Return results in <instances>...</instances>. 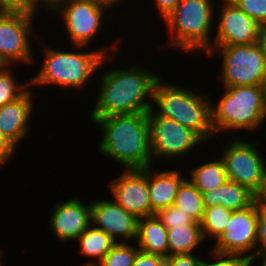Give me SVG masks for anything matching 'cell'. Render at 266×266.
Segmentation results:
<instances>
[{
	"mask_svg": "<svg viewBox=\"0 0 266 266\" xmlns=\"http://www.w3.org/2000/svg\"><path fill=\"white\" fill-rule=\"evenodd\" d=\"M259 212L254 203L245 209L232 211L226 228L216 240L213 250L248 258L246 253L256 248Z\"/></svg>",
	"mask_w": 266,
	"mask_h": 266,
	"instance_id": "7c38bea8",
	"label": "cell"
},
{
	"mask_svg": "<svg viewBox=\"0 0 266 266\" xmlns=\"http://www.w3.org/2000/svg\"><path fill=\"white\" fill-rule=\"evenodd\" d=\"M157 115L172 119L195 131L204 141L216 136L212 127L209 98L192 91L164 83L158 79L153 89ZM214 135V136H213Z\"/></svg>",
	"mask_w": 266,
	"mask_h": 266,
	"instance_id": "3957f363",
	"label": "cell"
},
{
	"mask_svg": "<svg viewBox=\"0 0 266 266\" xmlns=\"http://www.w3.org/2000/svg\"><path fill=\"white\" fill-rule=\"evenodd\" d=\"M16 147L9 141V139L0 132V165H4Z\"/></svg>",
	"mask_w": 266,
	"mask_h": 266,
	"instance_id": "d590c367",
	"label": "cell"
},
{
	"mask_svg": "<svg viewBox=\"0 0 266 266\" xmlns=\"http://www.w3.org/2000/svg\"><path fill=\"white\" fill-rule=\"evenodd\" d=\"M181 0H155L160 15L165 19L179 4Z\"/></svg>",
	"mask_w": 266,
	"mask_h": 266,
	"instance_id": "8d00e7d4",
	"label": "cell"
},
{
	"mask_svg": "<svg viewBox=\"0 0 266 266\" xmlns=\"http://www.w3.org/2000/svg\"><path fill=\"white\" fill-rule=\"evenodd\" d=\"M102 49L77 53L45 48L43 65L39 74L31 79L30 86L57 84L63 88H83L99 67L111 59L109 52L112 51Z\"/></svg>",
	"mask_w": 266,
	"mask_h": 266,
	"instance_id": "277c9868",
	"label": "cell"
},
{
	"mask_svg": "<svg viewBox=\"0 0 266 266\" xmlns=\"http://www.w3.org/2000/svg\"><path fill=\"white\" fill-rule=\"evenodd\" d=\"M42 4H44L46 7H50L54 2L57 0H39Z\"/></svg>",
	"mask_w": 266,
	"mask_h": 266,
	"instance_id": "b9f144b4",
	"label": "cell"
},
{
	"mask_svg": "<svg viewBox=\"0 0 266 266\" xmlns=\"http://www.w3.org/2000/svg\"><path fill=\"white\" fill-rule=\"evenodd\" d=\"M159 78L134 66L106 72L91 118L148 112L154 104L145 98L153 99V89Z\"/></svg>",
	"mask_w": 266,
	"mask_h": 266,
	"instance_id": "7a4b0ae2",
	"label": "cell"
},
{
	"mask_svg": "<svg viewBox=\"0 0 266 266\" xmlns=\"http://www.w3.org/2000/svg\"><path fill=\"white\" fill-rule=\"evenodd\" d=\"M205 207L222 205L232 211L245 209L253 204V192L227 180L222 186L202 193Z\"/></svg>",
	"mask_w": 266,
	"mask_h": 266,
	"instance_id": "ffe728a7",
	"label": "cell"
},
{
	"mask_svg": "<svg viewBox=\"0 0 266 266\" xmlns=\"http://www.w3.org/2000/svg\"><path fill=\"white\" fill-rule=\"evenodd\" d=\"M80 253L97 259L96 263L88 262L83 266H96L111 250L115 242L104 231L90 225L78 238Z\"/></svg>",
	"mask_w": 266,
	"mask_h": 266,
	"instance_id": "7402d4cb",
	"label": "cell"
},
{
	"mask_svg": "<svg viewBox=\"0 0 266 266\" xmlns=\"http://www.w3.org/2000/svg\"><path fill=\"white\" fill-rule=\"evenodd\" d=\"M173 205L187 213L195 222L201 223L205 206L202 193L189 180H184L178 188Z\"/></svg>",
	"mask_w": 266,
	"mask_h": 266,
	"instance_id": "cb8c5ba5",
	"label": "cell"
},
{
	"mask_svg": "<svg viewBox=\"0 0 266 266\" xmlns=\"http://www.w3.org/2000/svg\"><path fill=\"white\" fill-rule=\"evenodd\" d=\"M217 49L223 58L221 70L224 87L262 85L266 77V59L256 43L211 46L206 56L212 57Z\"/></svg>",
	"mask_w": 266,
	"mask_h": 266,
	"instance_id": "52a82bcc",
	"label": "cell"
},
{
	"mask_svg": "<svg viewBox=\"0 0 266 266\" xmlns=\"http://www.w3.org/2000/svg\"><path fill=\"white\" fill-rule=\"evenodd\" d=\"M155 215L167 229L174 228L181 224H200L174 205L159 210Z\"/></svg>",
	"mask_w": 266,
	"mask_h": 266,
	"instance_id": "83f0119b",
	"label": "cell"
},
{
	"mask_svg": "<svg viewBox=\"0 0 266 266\" xmlns=\"http://www.w3.org/2000/svg\"><path fill=\"white\" fill-rule=\"evenodd\" d=\"M32 94L27 91L14 100L0 107V132L16 147L21 139L28 134V121L33 113Z\"/></svg>",
	"mask_w": 266,
	"mask_h": 266,
	"instance_id": "e0dca14e",
	"label": "cell"
},
{
	"mask_svg": "<svg viewBox=\"0 0 266 266\" xmlns=\"http://www.w3.org/2000/svg\"><path fill=\"white\" fill-rule=\"evenodd\" d=\"M101 1L106 2V3L110 4L111 6H113L114 3L119 2V0H101Z\"/></svg>",
	"mask_w": 266,
	"mask_h": 266,
	"instance_id": "ee69618b",
	"label": "cell"
},
{
	"mask_svg": "<svg viewBox=\"0 0 266 266\" xmlns=\"http://www.w3.org/2000/svg\"><path fill=\"white\" fill-rule=\"evenodd\" d=\"M132 266H165V258L157 254L138 251Z\"/></svg>",
	"mask_w": 266,
	"mask_h": 266,
	"instance_id": "d6a6232c",
	"label": "cell"
},
{
	"mask_svg": "<svg viewBox=\"0 0 266 266\" xmlns=\"http://www.w3.org/2000/svg\"><path fill=\"white\" fill-rule=\"evenodd\" d=\"M8 66L9 65L6 63V61L0 55V72L5 70Z\"/></svg>",
	"mask_w": 266,
	"mask_h": 266,
	"instance_id": "60d3db41",
	"label": "cell"
},
{
	"mask_svg": "<svg viewBox=\"0 0 266 266\" xmlns=\"http://www.w3.org/2000/svg\"><path fill=\"white\" fill-rule=\"evenodd\" d=\"M256 44L261 49V52L263 53L266 59V23H262L258 27Z\"/></svg>",
	"mask_w": 266,
	"mask_h": 266,
	"instance_id": "74e56055",
	"label": "cell"
},
{
	"mask_svg": "<svg viewBox=\"0 0 266 266\" xmlns=\"http://www.w3.org/2000/svg\"><path fill=\"white\" fill-rule=\"evenodd\" d=\"M138 251L128 243L117 242L96 266H132Z\"/></svg>",
	"mask_w": 266,
	"mask_h": 266,
	"instance_id": "484cf974",
	"label": "cell"
},
{
	"mask_svg": "<svg viewBox=\"0 0 266 266\" xmlns=\"http://www.w3.org/2000/svg\"><path fill=\"white\" fill-rule=\"evenodd\" d=\"M30 83L18 84L10 68L0 72V107L22 96Z\"/></svg>",
	"mask_w": 266,
	"mask_h": 266,
	"instance_id": "4316f807",
	"label": "cell"
},
{
	"mask_svg": "<svg viewBox=\"0 0 266 266\" xmlns=\"http://www.w3.org/2000/svg\"><path fill=\"white\" fill-rule=\"evenodd\" d=\"M11 12L5 5L4 0H0V13Z\"/></svg>",
	"mask_w": 266,
	"mask_h": 266,
	"instance_id": "ab89813d",
	"label": "cell"
},
{
	"mask_svg": "<svg viewBox=\"0 0 266 266\" xmlns=\"http://www.w3.org/2000/svg\"><path fill=\"white\" fill-rule=\"evenodd\" d=\"M256 144L257 142L252 144L234 138L220 155L227 179L248 188L251 192L257 189L266 168V161L256 150Z\"/></svg>",
	"mask_w": 266,
	"mask_h": 266,
	"instance_id": "30bf717a",
	"label": "cell"
},
{
	"mask_svg": "<svg viewBox=\"0 0 266 266\" xmlns=\"http://www.w3.org/2000/svg\"><path fill=\"white\" fill-rule=\"evenodd\" d=\"M169 256L192 254L203 242L201 224H181L167 229Z\"/></svg>",
	"mask_w": 266,
	"mask_h": 266,
	"instance_id": "44dd1931",
	"label": "cell"
},
{
	"mask_svg": "<svg viewBox=\"0 0 266 266\" xmlns=\"http://www.w3.org/2000/svg\"><path fill=\"white\" fill-rule=\"evenodd\" d=\"M213 13L211 0H181L164 19L169 33L174 34L170 46L187 52L200 49L207 53L212 46L209 33Z\"/></svg>",
	"mask_w": 266,
	"mask_h": 266,
	"instance_id": "8992f818",
	"label": "cell"
},
{
	"mask_svg": "<svg viewBox=\"0 0 266 266\" xmlns=\"http://www.w3.org/2000/svg\"><path fill=\"white\" fill-rule=\"evenodd\" d=\"M42 5L39 0H4V5L11 12H24L37 15L38 5Z\"/></svg>",
	"mask_w": 266,
	"mask_h": 266,
	"instance_id": "4dcf8cb0",
	"label": "cell"
},
{
	"mask_svg": "<svg viewBox=\"0 0 266 266\" xmlns=\"http://www.w3.org/2000/svg\"><path fill=\"white\" fill-rule=\"evenodd\" d=\"M91 204L85 206L79 198H73L55 206L50 227L57 239H77L91 225Z\"/></svg>",
	"mask_w": 266,
	"mask_h": 266,
	"instance_id": "2e32d148",
	"label": "cell"
},
{
	"mask_svg": "<svg viewBox=\"0 0 266 266\" xmlns=\"http://www.w3.org/2000/svg\"><path fill=\"white\" fill-rule=\"evenodd\" d=\"M136 239L140 251L157 254L164 258L169 256L167 228L156 215L138 219Z\"/></svg>",
	"mask_w": 266,
	"mask_h": 266,
	"instance_id": "d6986e66",
	"label": "cell"
},
{
	"mask_svg": "<svg viewBox=\"0 0 266 266\" xmlns=\"http://www.w3.org/2000/svg\"><path fill=\"white\" fill-rule=\"evenodd\" d=\"M91 225L104 231L117 243V237L125 241L137 238L138 218L127 212L115 200L91 203ZM93 223V224H92Z\"/></svg>",
	"mask_w": 266,
	"mask_h": 266,
	"instance_id": "9a60e30c",
	"label": "cell"
},
{
	"mask_svg": "<svg viewBox=\"0 0 266 266\" xmlns=\"http://www.w3.org/2000/svg\"><path fill=\"white\" fill-rule=\"evenodd\" d=\"M34 18L24 12L0 13V55L9 66L16 61H33L29 35Z\"/></svg>",
	"mask_w": 266,
	"mask_h": 266,
	"instance_id": "8fae6325",
	"label": "cell"
},
{
	"mask_svg": "<svg viewBox=\"0 0 266 266\" xmlns=\"http://www.w3.org/2000/svg\"><path fill=\"white\" fill-rule=\"evenodd\" d=\"M101 125L99 152L123 164L125 169L151 166L148 113H134L92 118Z\"/></svg>",
	"mask_w": 266,
	"mask_h": 266,
	"instance_id": "6da1fadb",
	"label": "cell"
},
{
	"mask_svg": "<svg viewBox=\"0 0 266 266\" xmlns=\"http://www.w3.org/2000/svg\"><path fill=\"white\" fill-rule=\"evenodd\" d=\"M191 182L201 192H209L222 186L228 179L225 165L221 158L204 163L191 169Z\"/></svg>",
	"mask_w": 266,
	"mask_h": 266,
	"instance_id": "603a6c76",
	"label": "cell"
},
{
	"mask_svg": "<svg viewBox=\"0 0 266 266\" xmlns=\"http://www.w3.org/2000/svg\"><path fill=\"white\" fill-rule=\"evenodd\" d=\"M217 105H211L215 134L224 130L257 129L266 118L262 85L225 87Z\"/></svg>",
	"mask_w": 266,
	"mask_h": 266,
	"instance_id": "5b68a950",
	"label": "cell"
},
{
	"mask_svg": "<svg viewBox=\"0 0 266 266\" xmlns=\"http://www.w3.org/2000/svg\"><path fill=\"white\" fill-rule=\"evenodd\" d=\"M148 167V188L151 202V216L159 210L173 205L177 191L185 180L179 171H164L152 173ZM153 174V175H152Z\"/></svg>",
	"mask_w": 266,
	"mask_h": 266,
	"instance_id": "ac0fdd59",
	"label": "cell"
},
{
	"mask_svg": "<svg viewBox=\"0 0 266 266\" xmlns=\"http://www.w3.org/2000/svg\"><path fill=\"white\" fill-rule=\"evenodd\" d=\"M260 245V249H257L253 254H249L250 258L254 254H264L266 255V212H259L258 221H257V242L256 245Z\"/></svg>",
	"mask_w": 266,
	"mask_h": 266,
	"instance_id": "836d02e7",
	"label": "cell"
},
{
	"mask_svg": "<svg viewBox=\"0 0 266 266\" xmlns=\"http://www.w3.org/2000/svg\"><path fill=\"white\" fill-rule=\"evenodd\" d=\"M152 107L148 113L152 158H174L188 153L203 139L193 130L172 119L157 115Z\"/></svg>",
	"mask_w": 266,
	"mask_h": 266,
	"instance_id": "9c48e42d",
	"label": "cell"
},
{
	"mask_svg": "<svg viewBox=\"0 0 266 266\" xmlns=\"http://www.w3.org/2000/svg\"><path fill=\"white\" fill-rule=\"evenodd\" d=\"M203 260L193 254L172 255L165 258V266H202Z\"/></svg>",
	"mask_w": 266,
	"mask_h": 266,
	"instance_id": "1f68e13d",
	"label": "cell"
},
{
	"mask_svg": "<svg viewBox=\"0 0 266 266\" xmlns=\"http://www.w3.org/2000/svg\"><path fill=\"white\" fill-rule=\"evenodd\" d=\"M212 253L216 260L211 263L203 261L202 266H251L249 259L242 255L220 253L214 250Z\"/></svg>",
	"mask_w": 266,
	"mask_h": 266,
	"instance_id": "f546056e",
	"label": "cell"
},
{
	"mask_svg": "<svg viewBox=\"0 0 266 266\" xmlns=\"http://www.w3.org/2000/svg\"><path fill=\"white\" fill-rule=\"evenodd\" d=\"M0 253H1V252H0ZM1 258H2V257H1V254H0V266H2V263H1Z\"/></svg>",
	"mask_w": 266,
	"mask_h": 266,
	"instance_id": "f6af8a7d",
	"label": "cell"
},
{
	"mask_svg": "<svg viewBox=\"0 0 266 266\" xmlns=\"http://www.w3.org/2000/svg\"><path fill=\"white\" fill-rule=\"evenodd\" d=\"M253 203L260 211L266 212V168L257 189L253 192Z\"/></svg>",
	"mask_w": 266,
	"mask_h": 266,
	"instance_id": "e575fe53",
	"label": "cell"
},
{
	"mask_svg": "<svg viewBox=\"0 0 266 266\" xmlns=\"http://www.w3.org/2000/svg\"><path fill=\"white\" fill-rule=\"evenodd\" d=\"M111 5L101 0H57L49 9L59 10L70 42L75 47L87 46L100 30L104 10Z\"/></svg>",
	"mask_w": 266,
	"mask_h": 266,
	"instance_id": "ba28073f",
	"label": "cell"
},
{
	"mask_svg": "<svg viewBox=\"0 0 266 266\" xmlns=\"http://www.w3.org/2000/svg\"><path fill=\"white\" fill-rule=\"evenodd\" d=\"M231 215L232 210L222 205L205 207L204 216L200 223L204 240L207 236H212L217 240L224 232Z\"/></svg>",
	"mask_w": 266,
	"mask_h": 266,
	"instance_id": "d4e9b609",
	"label": "cell"
},
{
	"mask_svg": "<svg viewBox=\"0 0 266 266\" xmlns=\"http://www.w3.org/2000/svg\"><path fill=\"white\" fill-rule=\"evenodd\" d=\"M263 257L262 259V264H261V266H266V255H264V254H254V255H252L250 258H248L249 259V262H250V264L252 265L253 264V262L258 258V257Z\"/></svg>",
	"mask_w": 266,
	"mask_h": 266,
	"instance_id": "f35d334b",
	"label": "cell"
},
{
	"mask_svg": "<svg viewBox=\"0 0 266 266\" xmlns=\"http://www.w3.org/2000/svg\"><path fill=\"white\" fill-rule=\"evenodd\" d=\"M262 88H263V94H264V99H265V103H266V77L262 83Z\"/></svg>",
	"mask_w": 266,
	"mask_h": 266,
	"instance_id": "7bdbcfd3",
	"label": "cell"
},
{
	"mask_svg": "<svg viewBox=\"0 0 266 266\" xmlns=\"http://www.w3.org/2000/svg\"><path fill=\"white\" fill-rule=\"evenodd\" d=\"M258 24L266 23V0H231Z\"/></svg>",
	"mask_w": 266,
	"mask_h": 266,
	"instance_id": "f1b7e54d",
	"label": "cell"
},
{
	"mask_svg": "<svg viewBox=\"0 0 266 266\" xmlns=\"http://www.w3.org/2000/svg\"><path fill=\"white\" fill-rule=\"evenodd\" d=\"M114 200L127 212L141 219L151 216L148 188V167L125 169L124 173L110 182Z\"/></svg>",
	"mask_w": 266,
	"mask_h": 266,
	"instance_id": "4fadbf2b",
	"label": "cell"
},
{
	"mask_svg": "<svg viewBox=\"0 0 266 266\" xmlns=\"http://www.w3.org/2000/svg\"><path fill=\"white\" fill-rule=\"evenodd\" d=\"M221 18L212 46L250 45L257 41L258 24L231 0H223Z\"/></svg>",
	"mask_w": 266,
	"mask_h": 266,
	"instance_id": "5bb4252c",
	"label": "cell"
}]
</instances>
